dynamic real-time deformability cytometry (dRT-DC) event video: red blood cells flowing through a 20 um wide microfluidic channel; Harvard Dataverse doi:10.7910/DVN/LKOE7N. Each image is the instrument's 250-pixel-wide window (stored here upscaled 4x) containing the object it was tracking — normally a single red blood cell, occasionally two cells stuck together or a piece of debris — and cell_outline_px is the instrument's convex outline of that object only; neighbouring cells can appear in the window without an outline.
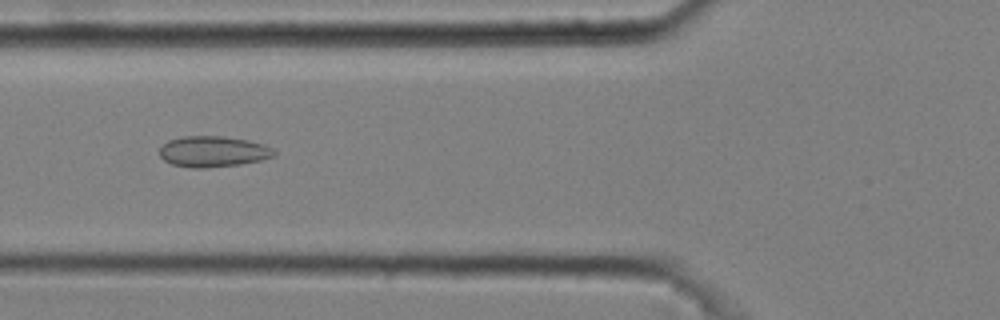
{"species": "common noctule bat (a hibernating species)", "species_latin": "Nyctalus noctula", "temperature_condition": "cold", "stored_images_in_passage": 9, "camera_frame_rate_fps": 3000, "um_per_image_px": 0.085, "animal": {"sex": "male", "body_mass_g": 20.4}, "frame": {"image": 1, "passage_image": 6, "time_ms": 1.667, "image_size_px": [1000, 320], "cell_outline_px": [[276, 156], [260, 160], [240, 164], [204, 168], [192, 168], [172, 164], [164, 160], [160, 156], [160, 148], [168, 140], [184, 136], [224, 136], [248, 140], [264, 144], [272, 148], [276, 152]], "centroid_in_image_um": [18.13, 12.88], "position_along_channel_um": 107.7, "area_um2": 20.63}}
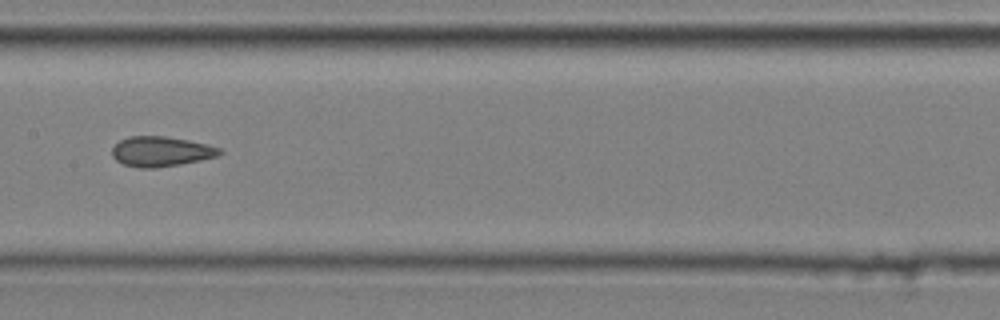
{"frame": {"image": 2, "passage_image": 8, "time_ms": 2.333, "image_size_px": [1000, 320], "cell_outline_px": [[224, 152], [220, 156], [180, 164], [156, 168], [140, 168], [124, 164], [116, 160], [112, 156], [112, 148], [120, 140], [128, 136], [164, 136], [188, 140], [208, 144], [220, 148]], "centroid_in_image_um": [13.71, 12.87], "position_along_channel_um": 193.7, "area_um2": 18.9}}
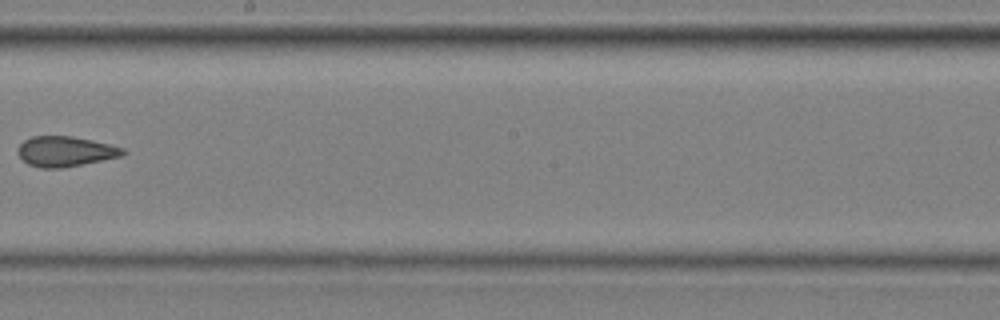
{"frame": {"image": 3, "passage_image": 9, "time_ms": 2.667, "image_size_px": [1000, 320], "cell_outline_px": [[128, 152], [120, 156], [60, 168], [40, 168], [28, 164], [16, 152], [16, 148], [24, 140], [32, 136], [72, 136], [92, 140], [124, 148]], "centroid_in_image_um": [5.51, 12.86], "position_along_channel_um": 242.7, "area_um2": 18.32}}